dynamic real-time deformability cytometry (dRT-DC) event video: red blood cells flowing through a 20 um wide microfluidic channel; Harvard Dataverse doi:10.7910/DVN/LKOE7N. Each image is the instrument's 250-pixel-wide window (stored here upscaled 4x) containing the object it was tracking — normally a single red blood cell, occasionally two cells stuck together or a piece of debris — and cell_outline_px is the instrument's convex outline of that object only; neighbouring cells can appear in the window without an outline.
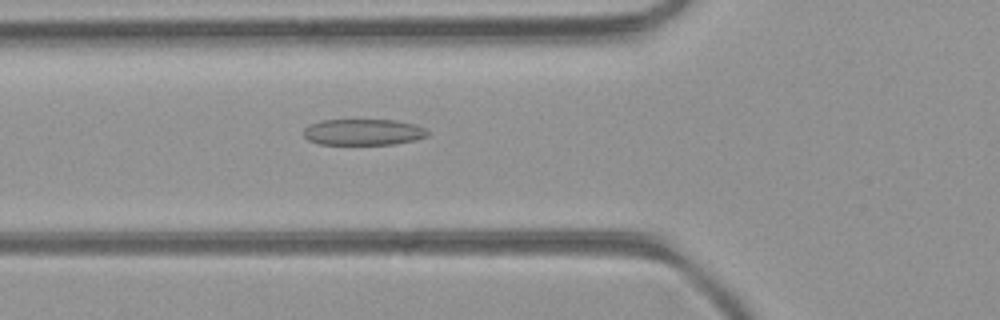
{"species": "common noctule bat (a hibernating species)", "species_latin": "Nyctalus noctula", "temperature_condition": "room temperature", "stored_images_in_passage": 45, "camera_frame_rate_fps": 3000, "um_per_image_px": 0.085, "animal": {"sex": "female", "body_mass_g": 21.9}, "frame": {"image": 1, "passage_image": 18, "time_ms": 5.667, "image_size_px": [1000, 320], "cell_outline_px": [[428, 136], [416, 140], [392, 144], [320, 144], [308, 140], [304, 136], [304, 128], [308, 124], [320, 120], [396, 120], [412, 124], [424, 128], [428, 132]], "centroid_in_image_um": [30.85, 11.22], "position_along_channel_um": 95.0, "area_um2": 18.9}}
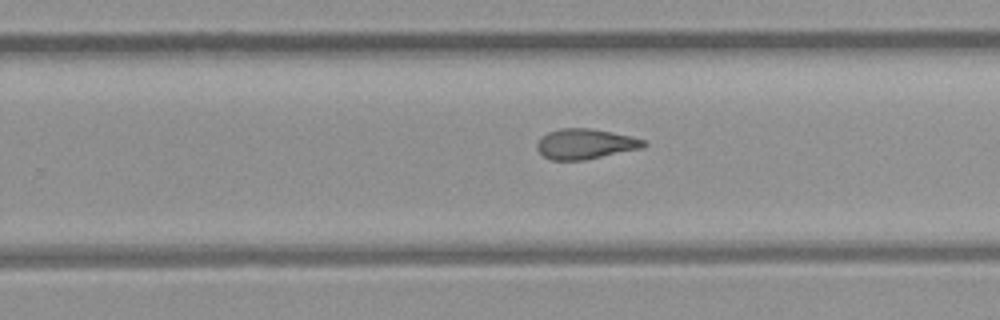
{"frame": {"image": 2, "passage_image": 31, "time_ms": 10.0, "image_size_px": [1000, 320], "cell_outline_px": [[648, 144], [644, 148], [584, 160], [552, 160], [544, 156], [536, 148], [536, 144], [540, 136], [548, 132], [560, 128], [592, 128], [632, 136], [648, 140]], "centroid_in_image_um": [49.79, 12.22], "position_along_channel_um": 280.0, "area_um2": 19.13}}
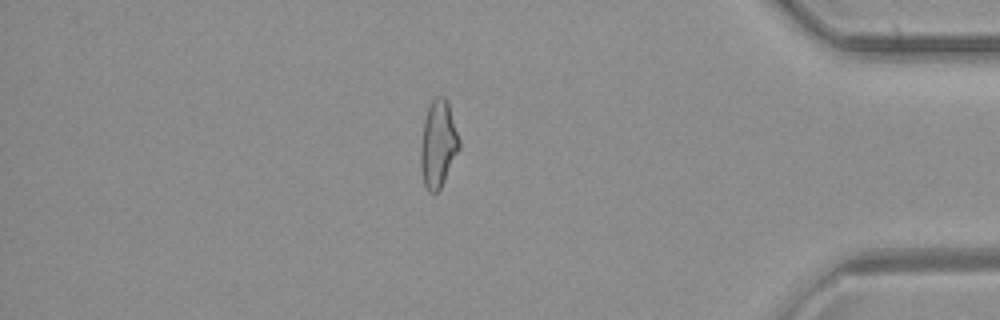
{"frame": {"image": 3, "passage_image": 42, "time_ms": 13.667, "image_size_px": [1000, 320], "cell_outline_px": [[460, 148], [440, 188], [436, 192], [428, 192], [424, 184], [420, 168], [420, 148], [424, 120], [428, 108], [432, 100], [436, 96], [444, 96], [448, 100], [460, 140]], "centroid_in_image_um": [37.24, 12.22], "position_along_channel_um": 398.0, "area_um2": 19.59}}